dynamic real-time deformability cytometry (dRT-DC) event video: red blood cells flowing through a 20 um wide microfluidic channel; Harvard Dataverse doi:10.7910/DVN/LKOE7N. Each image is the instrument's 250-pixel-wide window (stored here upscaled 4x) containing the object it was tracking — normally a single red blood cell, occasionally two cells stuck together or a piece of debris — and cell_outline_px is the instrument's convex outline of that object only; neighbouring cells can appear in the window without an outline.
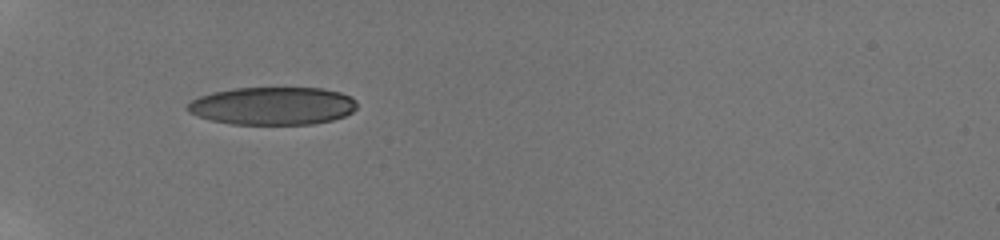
{"species": "human", "species_latin": "Homo sapiens", "temperature_condition": "room temperature", "stored_images_in_passage": 58, "camera_frame_rate_fps": 3000, "um_per_image_px": 0.085, "donor": {"sex": "male"}, "frame": {"image": 1, "passage_image": 1, "time_ms": 0.0, "image_size_px": [1000, 240], "cell_outline_px": [[356, 108], [352, 112], [344, 116], [332, 120], [312, 124], [232, 124], [212, 120], [196, 116], [188, 112], [184, 108], [192, 100], [200, 96], [212, 92], [232, 88], [324, 88], [340, 92], [352, 96], [356, 100]], "centroid_in_image_um": [23.17, 8.99], "position_along_channel_um": 61.8, "area_um2": 37.63}}
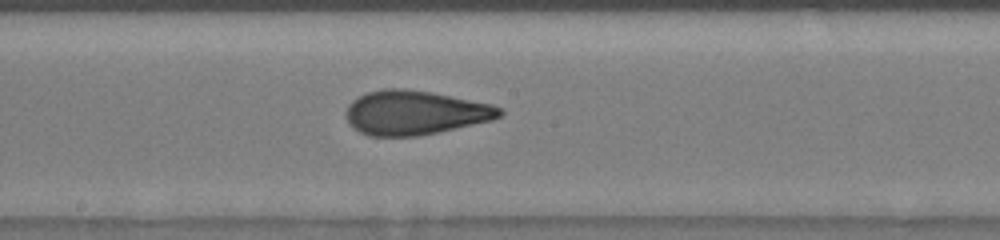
{"frame": {"image": 2, "passage_image": 32, "time_ms": 4.333, "image_size_px": [1000, 240], "cell_outline_px": [[504, 112], [500, 116], [492, 120], [436, 132], [416, 136], [368, 136], [352, 128], [348, 124], [344, 112], [348, 104], [352, 100], [368, 92], [388, 88], [404, 88], [432, 92], [492, 104], [504, 108]], "centroid_in_image_um": [35.24, 9.57], "position_along_channel_um": 213.0, "area_um2": 39.71}}
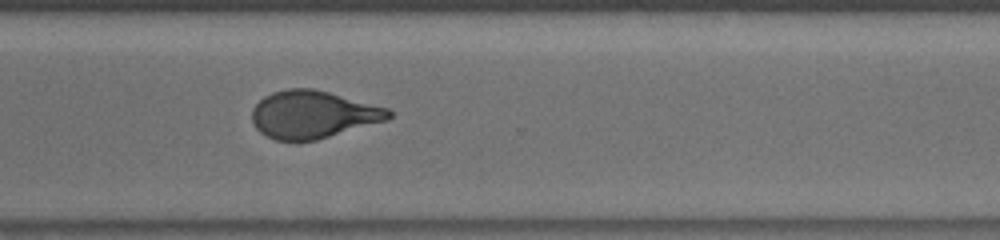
{"frame": {"image": 3, "passage_image": 57, "time_ms": 7.667, "image_size_px": [1000, 240], "cell_outline_px": [[392, 116], [388, 120], [316, 140], [276, 140], [260, 132], [256, 128], [252, 120], [252, 108], [264, 96], [272, 92], [288, 88], [312, 88], [328, 92], [388, 108], [392, 112]], "centroid_in_image_um": [26.6, 9.73], "position_along_channel_um": 344.0, "area_um2": 37.69}}